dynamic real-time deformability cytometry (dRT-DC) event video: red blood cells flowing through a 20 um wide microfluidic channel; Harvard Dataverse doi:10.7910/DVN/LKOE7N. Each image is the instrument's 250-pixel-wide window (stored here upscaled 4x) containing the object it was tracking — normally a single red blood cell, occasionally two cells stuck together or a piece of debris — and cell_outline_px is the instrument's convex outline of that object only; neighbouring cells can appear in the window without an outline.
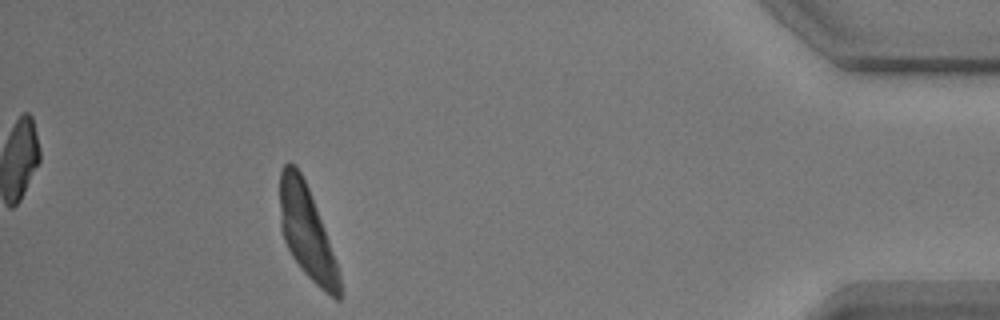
{"species": "common noctule bat (a hibernating species)", "species_latin": "Nyctalus noctula", "temperature_condition": "warm", "stored_images_in_passage": 51, "segment_of_instrument_passage": [1, 2], "camera_frame_rate_fps": 3000, "um_per_image_px": 0.085, "animal": {"sex": "male", "body_mass_g": 17.9}, "frame": {"image": 1, "passage_image": 45, "time_ms": 14.667, "image_size_px": [1000, 320], "cell_outline_px": [[340, 300], [336, 300], [320, 288], [300, 268], [292, 256], [284, 240], [280, 228], [280, 172], [284, 164], [288, 160], [296, 164], [308, 188], [324, 228], [340, 276]], "centroid_in_image_um": [26.04, 19.71], "position_along_channel_um": 409.2, "area_um2": 31.73}}